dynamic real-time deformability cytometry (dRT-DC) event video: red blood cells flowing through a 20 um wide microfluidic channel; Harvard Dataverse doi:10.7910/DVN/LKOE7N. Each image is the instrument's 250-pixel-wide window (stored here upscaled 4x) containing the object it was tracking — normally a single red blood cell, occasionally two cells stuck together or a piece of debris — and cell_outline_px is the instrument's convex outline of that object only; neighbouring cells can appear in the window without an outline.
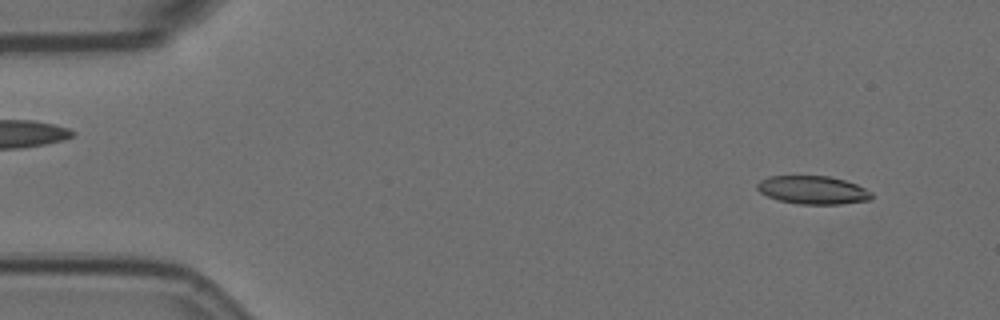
{"species": "Egyptian fruit bat (a non-hibernating species)", "species_latin": "Rousettus aegyptiacus", "temperature_condition": "room temperature", "stored_images_in_passage": 53, "camera_frame_rate_fps": 3000, "um_per_image_px": 0.085, "animal": {"sex": "female"}, "frame": {"image": 1, "passage_image": 1, "time_ms": 0.0, "image_size_px": [1000, 320], "cell_outline_px": [[872, 200], [840, 204], [800, 204], [780, 200], [768, 196], [760, 192], [756, 188], [756, 184], [760, 180], [768, 176], [828, 176], [844, 180], [856, 184], [872, 192]], "centroid_in_image_um": [69.1, 16.15], "position_along_channel_um": 15.9, "area_um2": 18.79}}
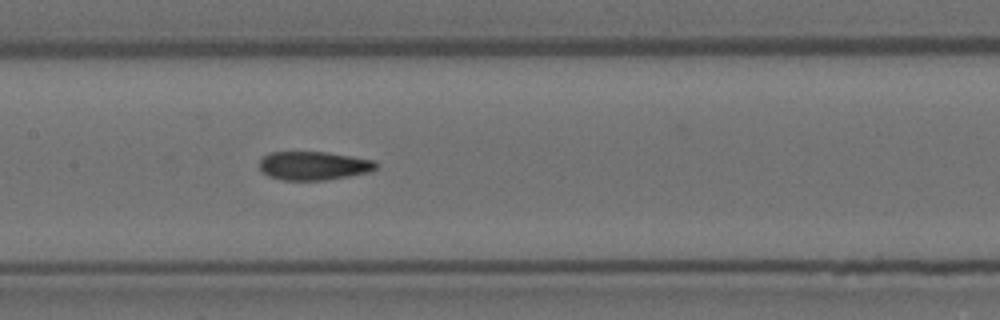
{"frame": {"image": 2, "passage_image": 23, "time_ms": 7.333, "image_size_px": [1000, 320], "cell_outline_px": [[380, 164], [376, 168], [368, 172], [348, 176], [324, 180], [280, 180], [268, 176], [260, 172], [260, 160], [264, 156], [272, 152], [328, 152], [376, 160]], "centroid_in_image_um": [26.67, 14.08], "position_along_channel_um": 180.7, "area_um2": 19.59}}
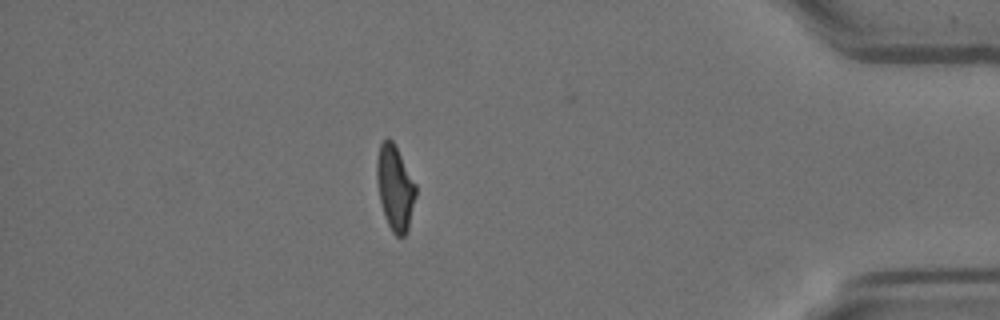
{"frame": {"image": 3, "passage_image": 45, "time_ms": 14.667, "image_size_px": [1000, 320], "cell_outline_px": [[416, 196], [408, 228], [404, 236], [396, 236], [392, 232], [384, 216], [380, 200], [376, 180], [376, 160], [380, 144], [388, 136], [392, 140], [416, 184]], "centroid_in_image_um": [33.56, 15.96], "position_along_channel_um": 401.6, "area_um2": 19.25}, "authors_computed_cell_mechanics": {"area_um2": 19.7676, "velocity_mm_per_s": 3.6087, "shape_relaxation_time_tau1_ms": null, "shape_relaxation_time_tau2_ms": 2.5576, "deformation_change_tau1": null, "deformation_change_tau2": 0.0939}}